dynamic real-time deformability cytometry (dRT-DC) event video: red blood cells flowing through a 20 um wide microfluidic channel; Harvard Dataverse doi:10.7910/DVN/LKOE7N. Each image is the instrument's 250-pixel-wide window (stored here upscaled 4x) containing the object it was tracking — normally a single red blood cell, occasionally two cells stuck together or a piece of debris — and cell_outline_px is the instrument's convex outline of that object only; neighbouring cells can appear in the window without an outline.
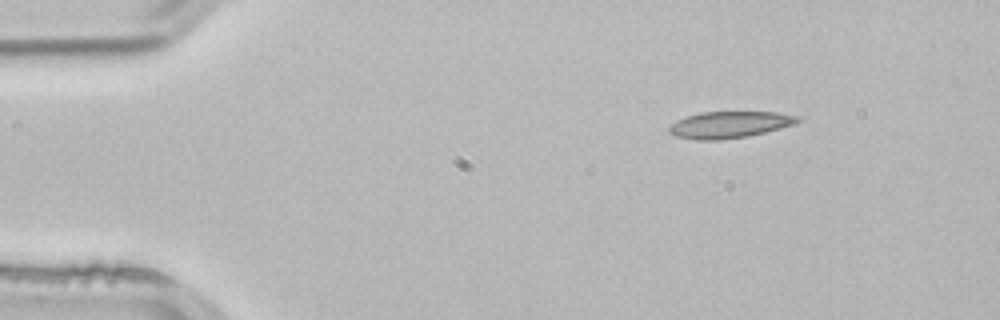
{"species": "common noctule bat (a hibernating species)", "species_latin": "Nyctalus noctula", "temperature_condition": "room temperature", "stored_images_in_passage": 4, "camera_frame_rate_fps": 3000, "um_per_image_px": 0.085, "animal": {"sex": "male", "body_mass_g": 21.5, "forearm_length_mm": 52.0}, "frame": {"image": 1, "passage_image": 1, "time_ms": 0.0, "image_size_px": [1000, 320], "cell_outline_px": [[804, 120], [796, 124], [748, 136], [720, 140], [696, 140], [676, 136], [668, 132], [668, 128], [676, 120], [700, 112], [776, 112], [800, 116]], "centroid_in_image_um": [62.04, 10.59], "position_along_channel_um": 23.0, "area_um2": 20.06}}
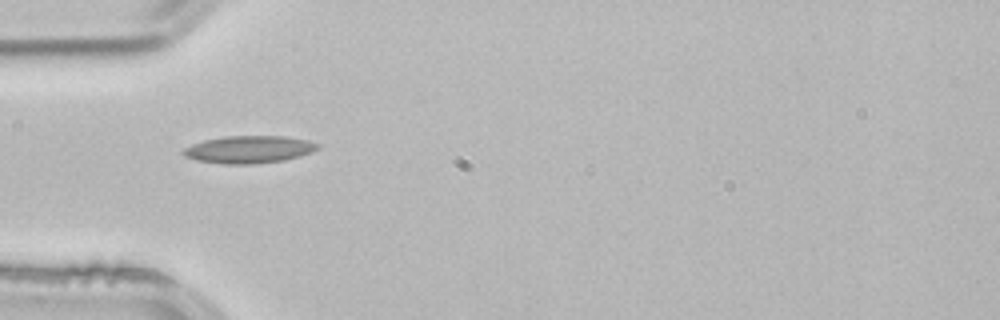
{"frame": {"image": 2, "passage_image": 3, "time_ms": 0.667, "image_size_px": [1000, 320], "cell_outline_px": [[320, 148], [312, 152], [300, 156], [284, 160], [256, 164], [224, 164], [196, 160], [184, 156], [180, 152], [184, 148], [192, 144], [204, 140], [228, 136], [284, 136], [308, 140], [320, 144]], "centroid_in_image_um": [21.17, 12.71], "position_along_channel_um": 63.8, "area_um2": 21.62}}